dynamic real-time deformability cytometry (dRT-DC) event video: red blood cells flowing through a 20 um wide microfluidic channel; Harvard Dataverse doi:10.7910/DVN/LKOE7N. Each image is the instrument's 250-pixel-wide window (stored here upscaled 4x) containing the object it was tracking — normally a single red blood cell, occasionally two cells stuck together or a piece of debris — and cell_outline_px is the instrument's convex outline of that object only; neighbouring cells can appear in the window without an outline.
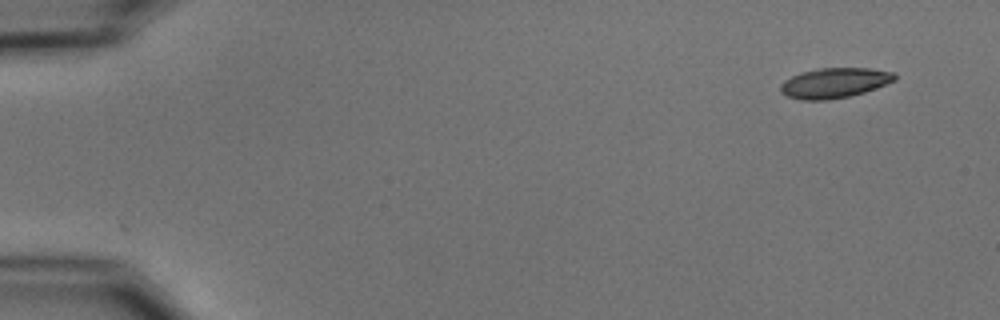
{"species": "common noctule bat (a hibernating species)", "species_latin": "Nyctalus noctula", "temperature_condition": "cold", "stored_images_in_passage": 5, "camera_frame_rate_fps": 3000, "um_per_image_px": 0.085, "animal": {"sex": "male", "body_mass_g": 15.6}, "frame": {"image": 1, "passage_image": 1, "time_ms": 0.0, "image_size_px": [1000, 320], "cell_outline_px": [[896, 80], [876, 88], [864, 92], [848, 96], [828, 100], [800, 100], [788, 96], [780, 92], [780, 84], [784, 80], [800, 72], [820, 68], [872, 68], [896, 72]], "centroid_in_image_um": [70.93, 7.04], "position_along_channel_um": 14.1, "area_um2": 20.17}}
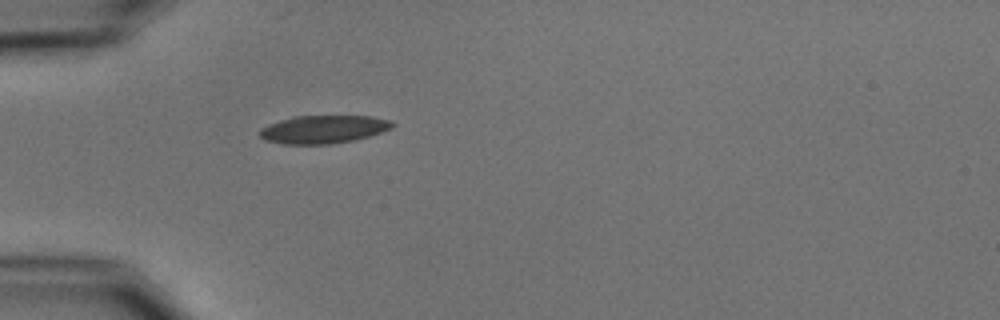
{"frame": {"image": 2, "passage_image": 5, "time_ms": 4.333, "image_size_px": [1000, 320], "cell_outline_px": [[396, 124], [392, 128], [368, 136], [352, 140], [328, 144], [284, 144], [264, 140], [260, 136], [260, 128], [268, 124], [292, 116], [368, 116], [392, 120]], "centroid_in_image_um": [27.47, 10.98], "position_along_channel_um": 57.5, "area_um2": 21.62}}